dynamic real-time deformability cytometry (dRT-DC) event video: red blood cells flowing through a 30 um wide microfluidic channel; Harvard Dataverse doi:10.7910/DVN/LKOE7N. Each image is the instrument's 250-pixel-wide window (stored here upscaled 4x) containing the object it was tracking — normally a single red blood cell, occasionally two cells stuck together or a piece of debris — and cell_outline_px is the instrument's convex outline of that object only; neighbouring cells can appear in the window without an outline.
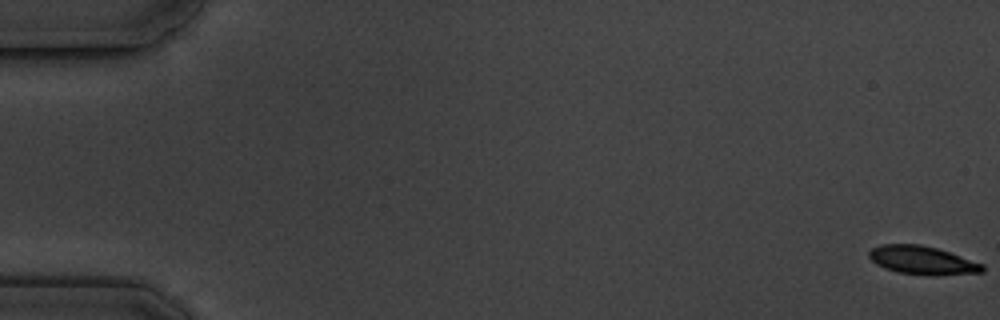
{"species": "common noctule bat (a hibernating species)", "species_latin": "Nyctalus noctula", "temperature_condition": "cold", "stored_images_in_passage": 6, "camera_frame_rate_fps": 3000, "um_per_image_px": 0.085, "animal": {"sex": "male", "body_mass_g": 19.5, "forearm_length_mm": 54.6}, "frame": {"image": 1, "passage_image": 1, "time_ms": 0.0, "image_size_px": [1000, 320], "cell_outline_px": [[984, 272], [936, 276], [932, 276], [896, 272], [884, 268], [876, 264], [868, 256], [868, 252], [872, 248], [880, 244], [920, 244], [936, 248], [984, 264]], "centroid_in_image_um": [78.38, 22.13], "position_along_channel_um": 6.6, "area_um2": 18.9}}
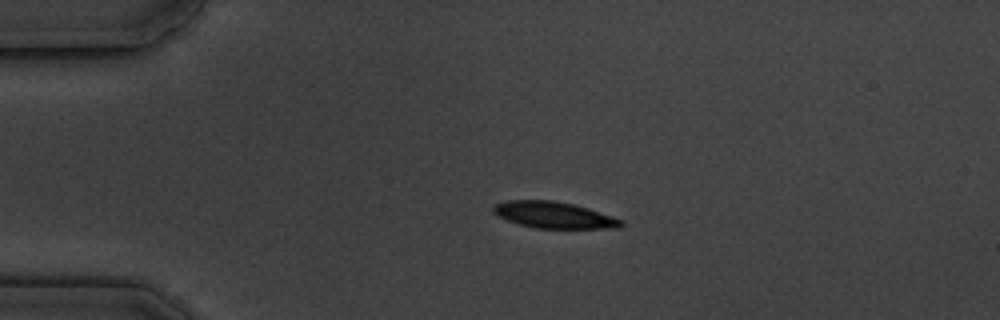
{"frame": {"image": 2, "passage_image": 5, "time_ms": 4.333, "image_size_px": [1000, 320], "cell_outline_px": [[624, 224], [620, 228], [536, 228], [520, 224], [496, 216], [492, 212], [492, 208], [496, 204], [508, 200], [552, 200], [572, 204], [588, 208], [624, 220]], "centroid_in_image_um": [47.09, 18.27], "position_along_channel_um": 37.9, "area_um2": 19.65}}